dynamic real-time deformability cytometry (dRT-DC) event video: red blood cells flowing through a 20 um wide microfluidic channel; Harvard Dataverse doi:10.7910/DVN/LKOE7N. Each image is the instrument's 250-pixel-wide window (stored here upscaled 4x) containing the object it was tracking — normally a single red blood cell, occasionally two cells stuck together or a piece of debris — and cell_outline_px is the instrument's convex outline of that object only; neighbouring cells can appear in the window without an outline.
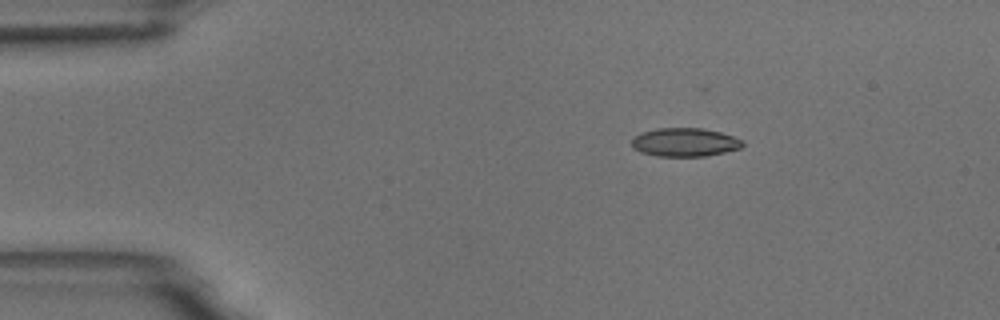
{"species": "common noctule bat (a hibernating species)", "species_latin": "Nyctalus noctula", "temperature_condition": "room temperature", "stored_images_in_passage": 3, "camera_frame_rate_fps": 3000, "um_per_image_px": 0.085, "animal": {"sex": "male", "body_mass_g": 18.8}, "frame": {"image": 1, "passage_image": 1, "time_ms": 0.0, "image_size_px": [1000, 320], "cell_outline_px": [[744, 144], [740, 148], [724, 152], [704, 156], [656, 156], [640, 152], [632, 148], [632, 136], [640, 132], [656, 128], [704, 128], [720, 132], [744, 140]], "centroid_in_image_um": [58.16, 12.08], "position_along_channel_um": 26.8, "area_um2": 18.61}}
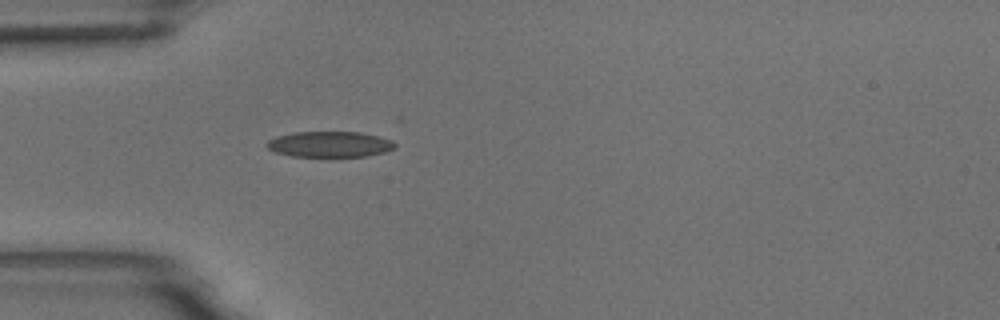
{"frame": {"image": 2, "passage_image": 3, "time_ms": 2.333, "image_size_px": [1000, 320], "cell_outline_px": [[396, 148], [384, 152], [368, 156], [292, 156], [276, 152], [268, 148], [264, 144], [268, 140], [276, 136], [296, 132], [360, 132], [380, 136], [392, 140], [396, 144]], "centroid_in_image_um": [28.05, 12.25], "position_along_channel_um": 57.0, "area_um2": 19.25}}